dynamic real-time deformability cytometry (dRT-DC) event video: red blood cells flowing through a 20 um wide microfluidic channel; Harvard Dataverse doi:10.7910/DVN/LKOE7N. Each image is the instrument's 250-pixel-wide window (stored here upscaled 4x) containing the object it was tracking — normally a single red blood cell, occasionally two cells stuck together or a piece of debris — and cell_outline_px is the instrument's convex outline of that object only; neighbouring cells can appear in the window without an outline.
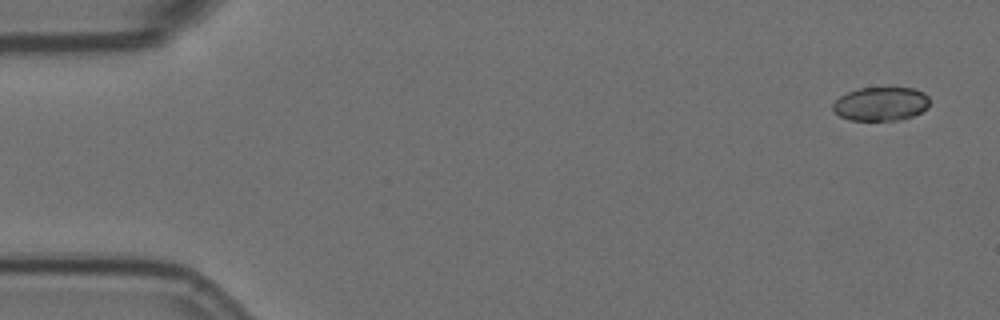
{"species": "Egyptian fruit bat (a non-hibernating species)", "species_latin": "Rousettus aegyptiacus", "temperature_condition": "room temperature", "stored_images_in_passage": 5, "segment_of_instrument_passage": [1, 2], "camera_frame_rate_fps": 3000, "um_per_image_px": 0.085, "animal": {"sex": "female"}, "frame": {"image": 1, "passage_image": 1, "time_ms": 0.0, "image_size_px": [1000, 320], "cell_outline_px": [[928, 108], [912, 116], [900, 120], [852, 120], [840, 116], [832, 108], [832, 104], [840, 96], [856, 88], [916, 88], [924, 92], [928, 96]], "centroid_in_image_um": [74.88, 8.82], "position_along_channel_um": 10.1, "area_um2": 19.02}}